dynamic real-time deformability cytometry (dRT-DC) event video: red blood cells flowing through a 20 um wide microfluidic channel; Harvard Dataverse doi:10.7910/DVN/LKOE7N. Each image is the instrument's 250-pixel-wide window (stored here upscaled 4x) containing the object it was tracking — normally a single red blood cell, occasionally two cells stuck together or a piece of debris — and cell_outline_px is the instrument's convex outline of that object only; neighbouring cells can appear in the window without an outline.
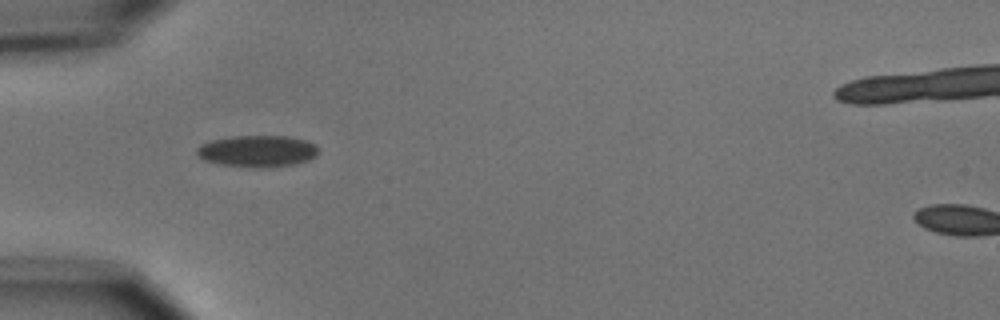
{"species": "common noctule bat (a hibernating species)", "species_latin": "Nyctalus noctula", "temperature_condition": "cold", "stored_images_in_passage": 6, "camera_frame_rate_fps": 3000, "um_per_image_px": 0.085, "animal": {"sex": "male", "body_mass_g": 15.6}, "frame": {"image": 1, "passage_image": 5, "time_ms": 4.667, "image_size_px": [1000, 320], "cell_outline_px": [[316, 156], [308, 160], [296, 164], [252, 168], [220, 164], [204, 160], [196, 152], [196, 148], [200, 144], [212, 140], [232, 136], [288, 136], [308, 140], [316, 144]], "centroid_in_image_um": [21.88, 12.84], "position_along_channel_um": 63.1, "area_um2": 22.43}}
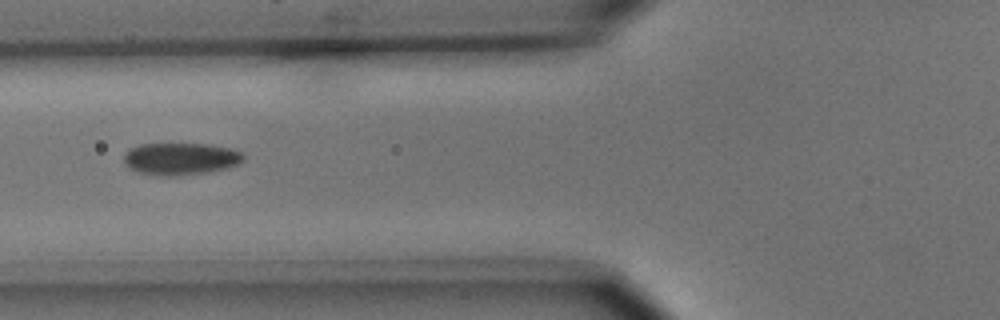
{"frame": {"image": 2, "passage_image": 6, "time_ms": 6.0, "image_size_px": [1000, 320], "cell_outline_px": [[244, 160], [240, 164], [208, 172], [172, 176], [160, 176], [140, 172], [128, 168], [124, 164], [124, 156], [132, 148], [140, 144], [208, 144], [232, 148], [240, 152], [244, 156]], "centroid_in_image_um": [15.37, 13.5], "position_along_channel_um": 110.4, "area_um2": 22.31}}